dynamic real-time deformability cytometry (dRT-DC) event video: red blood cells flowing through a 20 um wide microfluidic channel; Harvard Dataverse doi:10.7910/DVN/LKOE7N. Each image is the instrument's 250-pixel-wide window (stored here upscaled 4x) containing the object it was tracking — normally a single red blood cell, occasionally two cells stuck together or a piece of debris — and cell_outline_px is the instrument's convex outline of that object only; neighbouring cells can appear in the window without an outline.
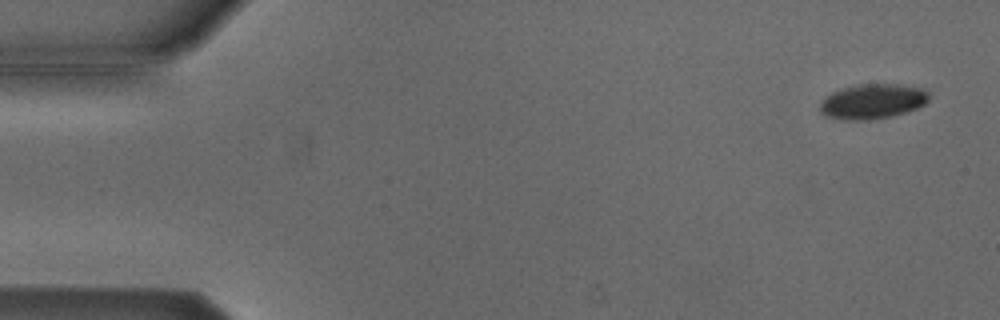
{"species": "Egyptian fruit bat (a non-hibernating species)", "species_latin": "Rousettus aegyptiacus", "temperature_condition": "cold", "stored_images_in_passage": 54, "camera_frame_rate_fps": 3000, "um_per_image_px": 0.085, "animal": {"sex": "male"}, "frame": {"image": 1, "passage_image": 3, "time_ms": 0.667, "image_size_px": [1000, 320], "cell_outline_px": [[928, 100], [924, 104], [916, 108], [892, 116], [868, 120], [844, 120], [824, 116], [820, 112], [820, 100], [824, 96], [832, 92], [844, 88], [860, 84], [896, 84], [920, 88], [928, 92]], "centroid_in_image_um": [74.1, 8.63], "position_along_channel_um": 10.9, "area_um2": 22.14}}
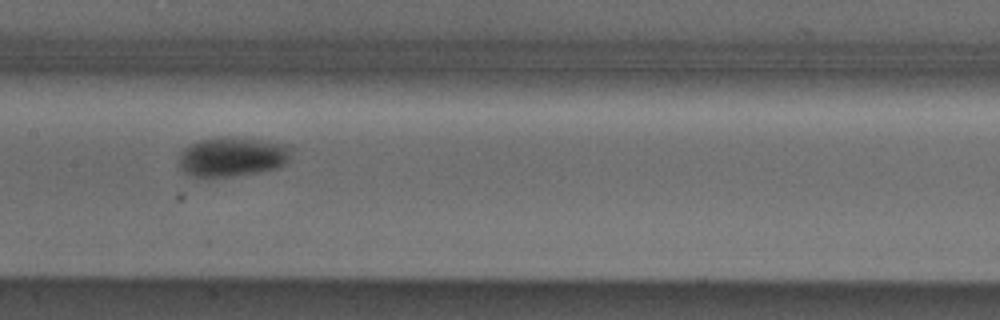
{"frame": {"image": 2, "passage_image": 27, "time_ms": 8.667, "image_size_px": [1000, 320], "cell_outline_px": [[292, 152], [288, 160], [280, 168], [260, 172], [232, 176], [192, 176], [184, 172], [180, 168], [180, 152], [188, 144], [200, 140], [224, 136], [236, 136], [288, 144], [292, 148]], "centroid_in_image_um": [19.78, 13.3], "position_along_channel_um": 187.6, "area_um2": 26.18}}
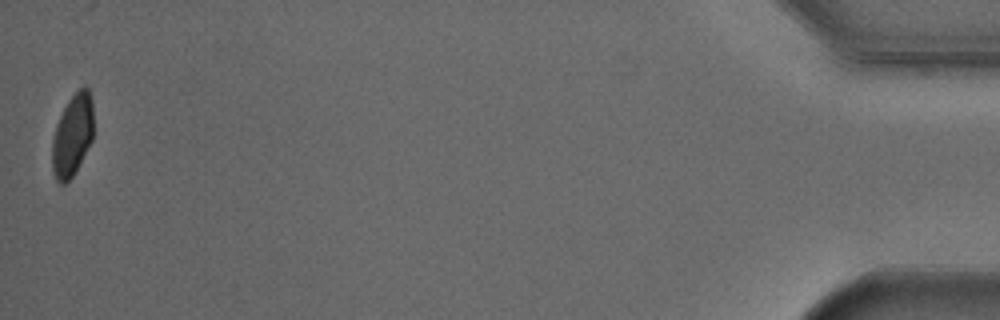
{"frame": {"image": 3, "passage_image": 54, "time_ms": 17.667, "image_size_px": [1000, 320], "cell_outline_px": [[92, 140], [72, 176], [64, 184], [60, 184], [56, 180], [52, 172], [52, 140], [56, 124], [68, 100], [84, 84], [88, 88], [92, 100]], "centroid_in_image_um": [6.14, 11.49], "position_along_channel_um": 429.1, "area_um2": 19.54}, "authors_computed_cell_mechanics": {"area_um2": 23.3512, "velocity_mm_per_s": 3.7913, "shape_relaxation_time_tau1_ms": 5.2114, "shape_relaxation_time_tau2_ms": null, "deformation_change_tau1": 0.1327, "deformation_change_tau2": null}}